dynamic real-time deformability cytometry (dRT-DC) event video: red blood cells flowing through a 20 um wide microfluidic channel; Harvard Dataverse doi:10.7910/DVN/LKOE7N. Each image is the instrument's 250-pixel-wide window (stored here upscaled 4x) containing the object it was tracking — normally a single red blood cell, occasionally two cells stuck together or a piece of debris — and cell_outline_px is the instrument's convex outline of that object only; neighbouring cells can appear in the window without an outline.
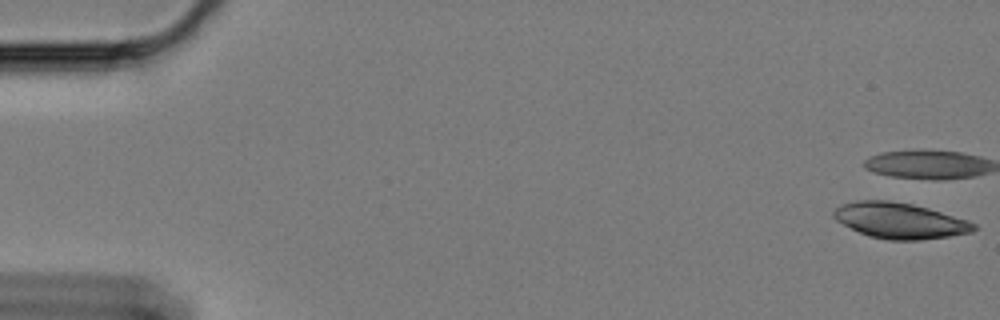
{"species": "Egyptian fruit bat (a non-hibernating species)", "species_latin": "Rousettus aegyptiacus", "temperature_condition": "cold", "stored_images_in_passage": 21, "camera_frame_rate_fps": 3000, "um_per_image_px": 0.085, "animal": {"sex": "female"}, "frame": {"image": 1, "passage_image": 1, "time_ms": 0.0, "image_size_px": [1000, 320], "cell_outline_px": [[976, 228], [972, 232], [948, 236], [920, 240], [888, 240], [868, 236], [836, 220], [832, 216], [832, 212], [836, 208], [844, 204], [856, 200], [888, 200], [912, 204], [928, 208], [968, 220], [976, 224]], "centroid_in_image_um": [76.48, 18.75], "position_along_channel_um": 8.5, "area_um2": 29.02}}